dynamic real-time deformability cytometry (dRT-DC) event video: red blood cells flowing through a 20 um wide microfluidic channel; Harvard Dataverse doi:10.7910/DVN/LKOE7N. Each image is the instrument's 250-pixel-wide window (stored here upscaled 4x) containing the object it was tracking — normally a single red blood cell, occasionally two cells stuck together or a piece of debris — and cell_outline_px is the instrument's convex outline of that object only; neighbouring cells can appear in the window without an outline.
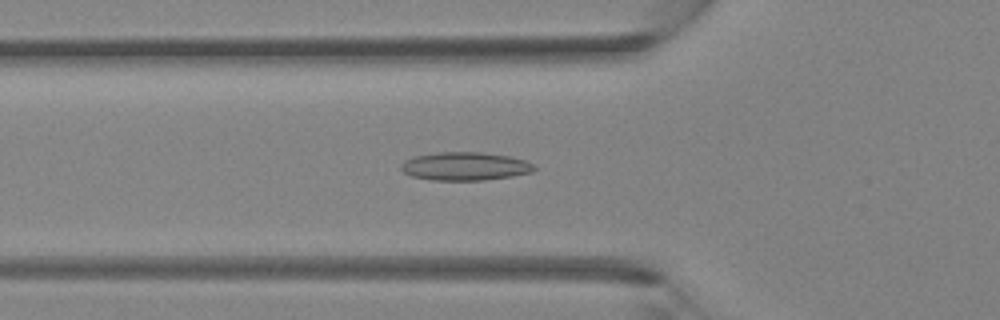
{"species": "Egyptian fruit bat (a non-hibernating species)", "species_latin": "Rousettus aegyptiacus", "temperature_condition": "room temperature", "stored_images_in_passage": 42, "camera_frame_rate_fps": 3000, "um_per_image_px": 0.085, "animal": {"sex": "female"}, "frame": {"image": 1, "passage_image": 15, "time_ms": 4.667, "image_size_px": [1000, 320], "cell_outline_px": [[536, 168], [532, 172], [512, 176], [484, 180], [432, 180], [412, 176], [404, 172], [400, 168], [400, 164], [404, 160], [412, 156], [440, 152], [480, 152], [512, 156], [536, 164]], "centroid_in_image_um": [39.54, 14.12], "position_along_channel_um": 86.3, "area_um2": 22.14}}
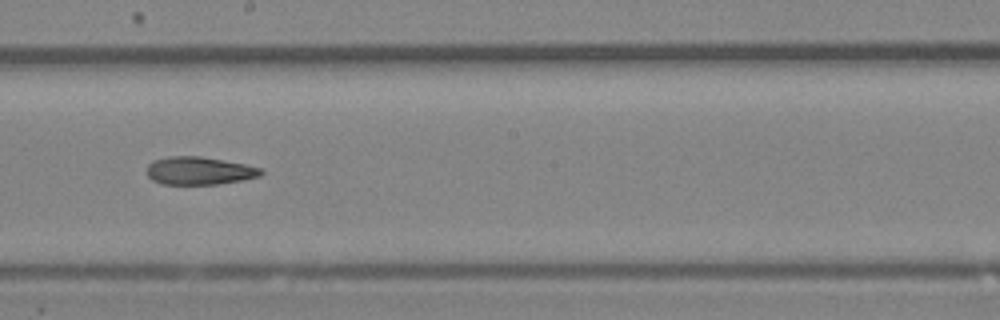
{"frame": {"image": 2, "passage_image": 24, "time_ms": 7.667, "image_size_px": [1000, 320], "cell_outline_px": [[264, 172], [260, 176], [240, 180], [216, 184], [164, 184], [152, 180], [148, 176], [148, 164], [152, 160], [168, 156], [200, 156], [224, 160], [244, 164], [260, 168]], "centroid_in_image_um": [16.91, 14.5], "position_along_channel_um": 231.3, "area_um2": 18.44}}
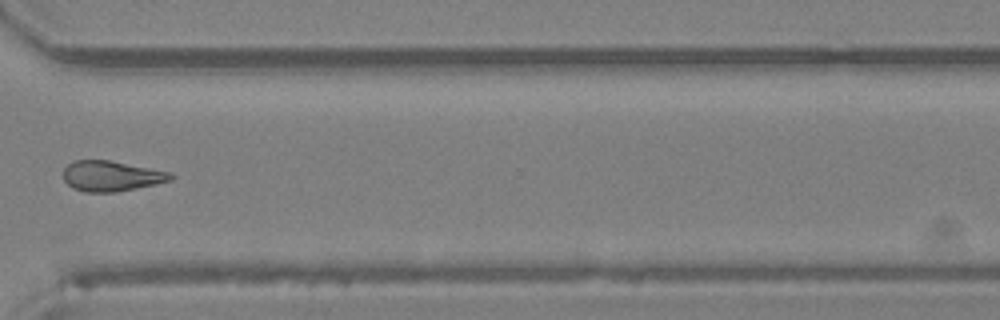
{"frame": {"image": 3, "passage_image": 32, "time_ms": 10.333, "image_size_px": [1000, 320], "cell_outline_px": [[176, 176], [172, 180], [136, 188], [116, 192], [84, 192], [72, 188], [64, 180], [64, 168], [72, 160], [108, 160], [172, 172]], "centroid_in_image_um": [9.47, 14.96], "position_along_channel_um": 361.1, "area_um2": 19.07}}